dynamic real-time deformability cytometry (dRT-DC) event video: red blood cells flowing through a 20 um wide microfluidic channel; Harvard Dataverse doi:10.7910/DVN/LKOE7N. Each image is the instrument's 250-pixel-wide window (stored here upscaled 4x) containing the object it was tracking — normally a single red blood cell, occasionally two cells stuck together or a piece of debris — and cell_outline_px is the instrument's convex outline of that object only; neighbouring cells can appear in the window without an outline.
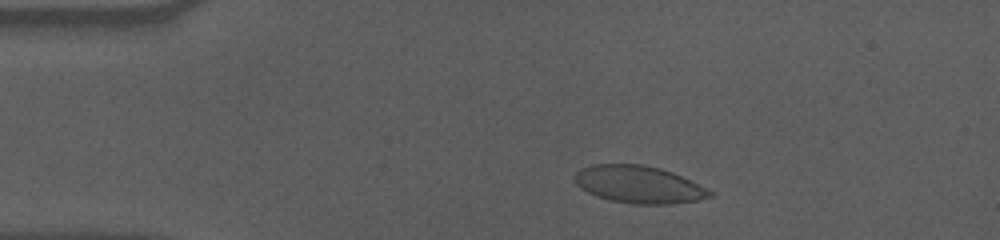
{"species": "human", "species_latin": "Homo sapiens", "temperature_condition": "cold", "stored_images_in_passage": 53, "camera_frame_rate_fps": 3000, "um_per_image_px": 0.085, "donor": {"sex": "male"}, "frame": {"image": 1, "passage_image": 6, "time_ms": 1.667, "image_size_px": [1000, 240], "cell_outline_px": [[716, 192], [712, 196], [696, 200], [668, 204], [632, 204], [608, 200], [596, 196], [580, 188], [576, 184], [576, 172], [580, 168], [592, 164], [640, 164], [660, 168], [672, 172], [708, 188]], "centroid_in_image_um": [54.3, 15.68], "position_along_channel_um": 30.7, "area_um2": 29.48}}
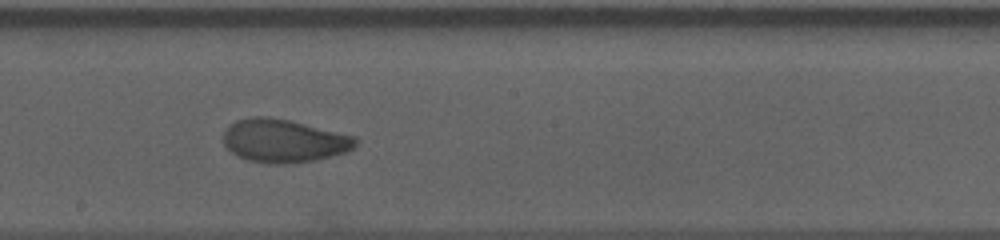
{"frame": {"image": 2, "passage_image": 27, "time_ms": 8.667, "image_size_px": [1000, 240], "cell_outline_px": [[356, 144], [348, 152], [316, 160], [292, 164], [268, 164], [248, 160], [232, 152], [224, 144], [224, 132], [228, 124], [236, 120], [252, 116], [268, 116], [288, 120], [356, 136]], "centroid_in_image_um": [24.12, 11.97], "position_along_channel_um": 224.1, "area_um2": 33.41}}
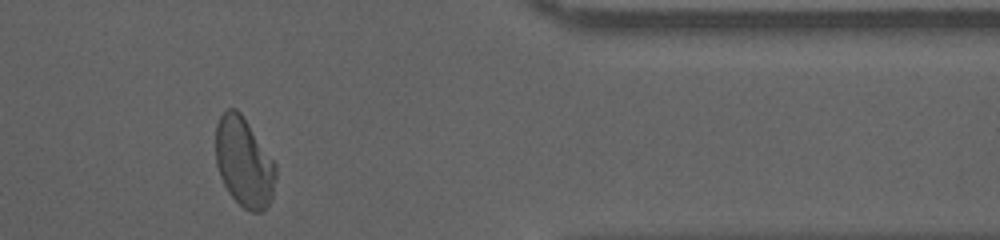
{"frame": {"image": 3, "passage_image": 43, "time_ms": 14.0, "image_size_px": [1000, 240], "cell_outline_px": [[276, 180], [272, 196], [268, 204], [260, 212], [252, 212], [244, 208], [228, 192], [220, 176], [216, 164], [216, 124], [220, 116], [228, 108], [236, 108], [240, 112], [276, 164]], "centroid_in_image_um": [20.73, 13.79], "position_along_channel_um": 390.7, "area_um2": 31.04}, "authors_computed_cell_mechanics": {"area_um2": 32.079, "velocity_mm_per_s": 3.5296, "shape_relaxation_time_tau1_ms": 4.4487, "shape_relaxation_time_tau2_ms": 1.1571, "deformation_change_tau1": 0.1469, "deformation_change_tau2": 0.0463}}